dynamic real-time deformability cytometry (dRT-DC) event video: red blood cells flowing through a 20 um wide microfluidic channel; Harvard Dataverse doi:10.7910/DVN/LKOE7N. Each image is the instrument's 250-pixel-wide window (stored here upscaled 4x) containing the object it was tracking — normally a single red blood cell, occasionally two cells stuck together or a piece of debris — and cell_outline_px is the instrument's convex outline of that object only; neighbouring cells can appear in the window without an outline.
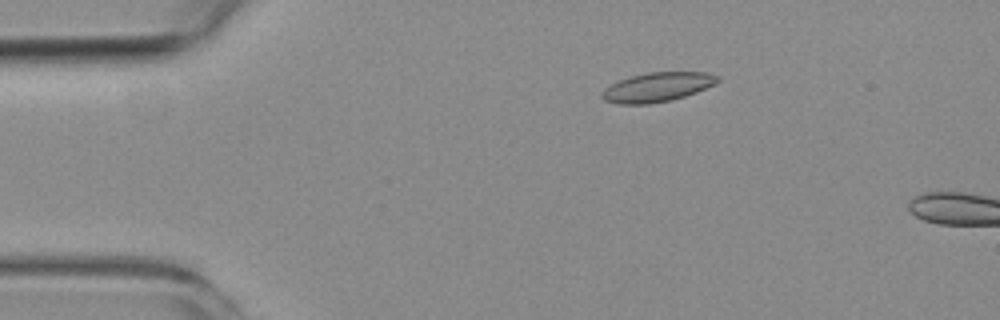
{"species": "common noctule bat (a hibernating species)", "species_latin": "Nyctalus noctula", "temperature_condition": "room temperature", "stored_images_in_passage": 5, "camera_frame_rate_fps": 3000, "um_per_image_px": 0.085, "animal": {"sex": "female", "body_mass_g": 19.3, "forearm_length_mm": 54.1}, "frame": {"image": 1, "passage_image": 3, "time_ms": 2.333, "image_size_px": [1000, 320], "cell_outline_px": [[720, 80], [716, 84], [696, 92], [672, 100], [648, 104], [616, 104], [604, 100], [600, 96], [600, 92], [604, 88], [620, 80], [632, 76], [648, 72], [708, 72], [720, 76]], "centroid_in_image_um": [55.88, 7.41], "position_along_channel_um": 29.1, "area_um2": 19.88}}